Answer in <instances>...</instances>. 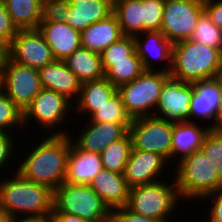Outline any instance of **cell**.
I'll list each match as a JSON object with an SVG mask.
<instances>
[{"label": "cell", "instance_id": "5", "mask_svg": "<svg viewBox=\"0 0 222 222\" xmlns=\"http://www.w3.org/2000/svg\"><path fill=\"white\" fill-rule=\"evenodd\" d=\"M111 211L89 185L63 182L53 191L52 212L76 215L87 222H110Z\"/></svg>", "mask_w": 222, "mask_h": 222}, {"label": "cell", "instance_id": "37", "mask_svg": "<svg viewBox=\"0 0 222 222\" xmlns=\"http://www.w3.org/2000/svg\"><path fill=\"white\" fill-rule=\"evenodd\" d=\"M69 15V0H51L42 5L41 22H63Z\"/></svg>", "mask_w": 222, "mask_h": 222}, {"label": "cell", "instance_id": "12", "mask_svg": "<svg viewBox=\"0 0 222 222\" xmlns=\"http://www.w3.org/2000/svg\"><path fill=\"white\" fill-rule=\"evenodd\" d=\"M193 85L169 76L162 87L154 116L168 123L190 122Z\"/></svg>", "mask_w": 222, "mask_h": 222}, {"label": "cell", "instance_id": "41", "mask_svg": "<svg viewBox=\"0 0 222 222\" xmlns=\"http://www.w3.org/2000/svg\"><path fill=\"white\" fill-rule=\"evenodd\" d=\"M204 199H211L212 204V206L208 208L210 211H208L209 217L206 220L209 222H222V189L206 195L202 200Z\"/></svg>", "mask_w": 222, "mask_h": 222}, {"label": "cell", "instance_id": "33", "mask_svg": "<svg viewBox=\"0 0 222 222\" xmlns=\"http://www.w3.org/2000/svg\"><path fill=\"white\" fill-rule=\"evenodd\" d=\"M12 127L24 129L23 111L0 89V132L10 133Z\"/></svg>", "mask_w": 222, "mask_h": 222}, {"label": "cell", "instance_id": "17", "mask_svg": "<svg viewBox=\"0 0 222 222\" xmlns=\"http://www.w3.org/2000/svg\"><path fill=\"white\" fill-rule=\"evenodd\" d=\"M141 35V37H140ZM146 36V38H145ZM145 38V39H144ZM135 49L136 53L140 57L145 70H154L153 60L162 62L166 61V66H161V70L169 73L172 63V47L173 44L165 37L164 33L159 31H144L143 33L136 35Z\"/></svg>", "mask_w": 222, "mask_h": 222}, {"label": "cell", "instance_id": "11", "mask_svg": "<svg viewBox=\"0 0 222 222\" xmlns=\"http://www.w3.org/2000/svg\"><path fill=\"white\" fill-rule=\"evenodd\" d=\"M0 87L23 112L43 88L39 69L18 64L10 58L0 73Z\"/></svg>", "mask_w": 222, "mask_h": 222}, {"label": "cell", "instance_id": "25", "mask_svg": "<svg viewBox=\"0 0 222 222\" xmlns=\"http://www.w3.org/2000/svg\"><path fill=\"white\" fill-rule=\"evenodd\" d=\"M210 129L201 127L194 122H182L174 124L172 133V160L178 157L177 161L193 151L200 150L203 138ZM180 155V156H179Z\"/></svg>", "mask_w": 222, "mask_h": 222}, {"label": "cell", "instance_id": "2", "mask_svg": "<svg viewBox=\"0 0 222 222\" xmlns=\"http://www.w3.org/2000/svg\"><path fill=\"white\" fill-rule=\"evenodd\" d=\"M12 174V178L5 177L0 181V205L12 219L50 215L53 210V190L23 178L17 171Z\"/></svg>", "mask_w": 222, "mask_h": 222}, {"label": "cell", "instance_id": "18", "mask_svg": "<svg viewBox=\"0 0 222 222\" xmlns=\"http://www.w3.org/2000/svg\"><path fill=\"white\" fill-rule=\"evenodd\" d=\"M39 31L51 48L55 60L63 61L81 47V32L63 22H41Z\"/></svg>", "mask_w": 222, "mask_h": 222}, {"label": "cell", "instance_id": "6", "mask_svg": "<svg viewBox=\"0 0 222 222\" xmlns=\"http://www.w3.org/2000/svg\"><path fill=\"white\" fill-rule=\"evenodd\" d=\"M168 183L161 179L151 184L131 187L126 207L133 213L168 222L170 215L175 214L179 208L178 201L182 200L175 179L172 184Z\"/></svg>", "mask_w": 222, "mask_h": 222}, {"label": "cell", "instance_id": "4", "mask_svg": "<svg viewBox=\"0 0 222 222\" xmlns=\"http://www.w3.org/2000/svg\"><path fill=\"white\" fill-rule=\"evenodd\" d=\"M175 169L173 179L182 201H200L206 195L222 189V180L218 177L213 163L201 150L179 159Z\"/></svg>", "mask_w": 222, "mask_h": 222}, {"label": "cell", "instance_id": "23", "mask_svg": "<svg viewBox=\"0 0 222 222\" xmlns=\"http://www.w3.org/2000/svg\"><path fill=\"white\" fill-rule=\"evenodd\" d=\"M123 36L117 17L112 12L106 18L91 24L81 32V47L101 53Z\"/></svg>", "mask_w": 222, "mask_h": 222}, {"label": "cell", "instance_id": "20", "mask_svg": "<svg viewBox=\"0 0 222 222\" xmlns=\"http://www.w3.org/2000/svg\"><path fill=\"white\" fill-rule=\"evenodd\" d=\"M103 168L101 155L77 148L70 137V150L67 156L66 176L64 182L89 185Z\"/></svg>", "mask_w": 222, "mask_h": 222}, {"label": "cell", "instance_id": "9", "mask_svg": "<svg viewBox=\"0 0 222 222\" xmlns=\"http://www.w3.org/2000/svg\"><path fill=\"white\" fill-rule=\"evenodd\" d=\"M62 94L55 91L42 88L40 92L35 96L31 104L23 112V126L24 128L29 125V122L33 119L37 125L43 129L52 130L50 134H69L66 130H60L55 132V128L61 125V123L67 122L66 117L69 118V111L74 110V105L70 103ZM71 108V110H70ZM30 120V121H29ZM67 132V133H66Z\"/></svg>", "mask_w": 222, "mask_h": 222}, {"label": "cell", "instance_id": "1", "mask_svg": "<svg viewBox=\"0 0 222 222\" xmlns=\"http://www.w3.org/2000/svg\"><path fill=\"white\" fill-rule=\"evenodd\" d=\"M69 134H46L17 164L15 170L25 179L45 185L53 191L66 176L67 156L70 150Z\"/></svg>", "mask_w": 222, "mask_h": 222}, {"label": "cell", "instance_id": "8", "mask_svg": "<svg viewBox=\"0 0 222 222\" xmlns=\"http://www.w3.org/2000/svg\"><path fill=\"white\" fill-rule=\"evenodd\" d=\"M173 130L174 124L156 116L133 118L129 127L132 147L158 153L171 163Z\"/></svg>", "mask_w": 222, "mask_h": 222}, {"label": "cell", "instance_id": "21", "mask_svg": "<svg viewBox=\"0 0 222 222\" xmlns=\"http://www.w3.org/2000/svg\"><path fill=\"white\" fill-rule=\"evenodd\" d=\"M89 186L104 200L111 210L124 207L128 203L130 187L122 173L102 168L89 183Z\"/></svg>", "mask_w": 222, "mask_h": 222}, {"label": "cell", "instance_id": "46", "mask_svg": "<svg viewBox=\"0 0 222 222\" xmlns=\"http://www.w3.org/2000/svg\"><path fill=\"white\" fill-rule=\"evenodd\" d=\"M210 130L222 133V103L220 105V109H219L217 118L214 122V125Z\"/></svg>", "mask_w": 222, "mask_h": 222}, {"label": "cell", "instance_id": "44", "mask_svg": "<svg viewBox=\"0 0 222 222\" xmlns=\"http://www.w3.org/2000/svg\"><path fill=\"white\" fill-rule=\"evenodd\" d=\"M9 58V45L0 39V73Z\"/></svg>", "mask_w": 222, "mask_h": 222}, {"label": "cell", "instance_id": "24", "mask_svg": "<svg viewBox=\"0 0 222 222\" xmlns=\"http://www.w3.org/2000/svg\"><path fill=\"white\" fill-rule=\"evenodd\" d=\"M117 92V87L106 77L83 82L79 98L73 108H76L77 113L89 115L88 118H91L97 112V108L105 105Z\"/></svg>", "mask_w": 222, "mask_h": 222}, {"label": "cell", "instance_id": "43", "mask_svg": "<svg viewBox=\"0 0 222 222\" xmlns=\"http://www.w3.org/2000/svg\"><path fill=\"white\" fill-rule=\"evenodd\" d=\"M51 222H87L83 218H80L76 215H70L60 212H51L50 213Z\"/></svg>", "mask_w": 222, "mask_h": 222}, {"label": "cell", "instance_id": "29", "mask_svg": "<svg viewBox=\"0 0 222 222\" xmlns=\"http://www.w3.org/2000/svg\"><path fill=\"white\" fill-rule=\"evenodd\" d=\"M132 148V139L129 133L120 140L108 145L100 153L103 168L124 174Z\"/></svg>", "mask_w": 222, "mask_h": 222}, {"label": "cell", "instance_id": "13", "mask_svg": "<svg viewBox=\"0 0 222 222\" xmlns=\"http://www.w3.org/2000/svg\"><path fill=\"white\" fill-rule=\"evenodd\" d=\"M9 58L18 64L36 69L55 60L39 29L19 30L9 45Z\"/></svg>", "mask_w": 222, "mask_h": 222}, {"label": "cell", "instance_id": "30", "mask_svg": "<svg viewBox=\"0 0 222 222\" xmlns=\"http://www.w3.org/2000/svg\"><path fill=\"white\" fill-rule=\"evenodd\" d=\"M144 71L142 61L135 51L129 57V61L112 62V67L105 73V77L118 88L132 82Z\"/></svg>", "mask_w": 222, "mask_h": 222}, {"label": "cell", "instance_id": "14", "mask_svg": "<svg viewBox=\"0 0 222 222\" xmlns=\"http://www.w3.org/2000/svg\"><path fill=\"white\" fill-rule=\"evenodd\" d=\"M89 123V124H88ZM132 122H93L87 121V125L81 129L80 134L71 142L80 149L101 153L111 143L120 140L129 133Z\"/></svg>", "mask_w": 222, "mask_h": 222}, {"label": "cell", "instance_id": "7", "mask_svg": "<svg viewBox=\"0 0 222 222\" xmlns=\"http://www.w3.org/2000/svg\"><path fill=\"white\" fill-rule=\"evenodd\" d=\"M169 73L161 70H145L132 82L117 88L122 103L131 118L154 116L160 93Z\"/></svg>", "mask_w": 222, "mask_h": 222}, {"label": "cell", "instance_id": "49", "mask_svg": "<svg viewBox=\"0 0 222 222\" xmlns=\"http://www.w3.org/2000/svg\"><path fill=\"white\" fill-rule=\"evenodd\" d=\"M51 1V0H39V2L43 5L44 3Z\"/></svg>", "mask_w": 222, "mask_h": 222}, {"label": "cell", "instance_id": "31", "mask_svg": "<svg viewBox=\"0 0 222 222\" xmlns=\"http://www.w3.org/2000/svg\"><path fill=\"white\" fill-rule=\"evenodd\" d=\"M135 51V40L132 36H123L111 44L100 53L104 73L112 67V62L129 61Z\"/></svg>", "mask_w": 222, "mask_h": 222}, {"label": "cell", "instance_id": "22", "mask_svg": "<svg viewBox=\"0 0 222 222\" xmlns=\"http://www.w3.org/2000/svg\"><path fill=\"white\" fill-rule=\"evenodd\" d=\"M113 12V0H69V15L65 22L82 32Z\"/></svg>", "mask_w": 222, "mask_h": 222}, {"label": "cell", "instance_id": "27", "mask_svg": "<svg viewBox=\"0 0 222 222\" xmlns=\"http://www.w3.org/2000/svg\"><path fill=\"white\" fill-rule=\"evenodd\" d=\"M4 3L18 30L38 29L42 20L39 0H4Z\"/></svg>", "mask_w": 222, "mask_h": 222}, {"label": "cell", "instance_id": "16", "mask_svg": "<svg viewBox=\"0 0 222 222\" xmlns=\"http://www.w3.org/2000/svg\"><path fill=\"white\" fill-rule=\"evenodd\" d=\"M192 85L193 95L190 102V122L196 123L198 117L200 119L203 118V120L212 119L211 124L209 126L207 125V127L211 129L222 103L221 84L215 77L192 82Z\"/></svg>", "mask_w": 222, "mask_h": 222}, {"label": "cell", "instance_id": "48", "mask_svg": "<svg viewBox=\"0 0 222 222\" xmlns=\"http://www.w3.org/2000/svg\"><path fill=\"white\" fill-rule=\"evenodd\" d=\"M216 78L218 79V81L220 82L221 87H222V64L220 66V69L218 71V74H217Z\"/></svg>", "mask_w": 222, "mask_h": 222}, {"label": "cell", "instance_id": "40", "mask_svg": "<svg viewBox=\"0 0 222 222\" xmlns=\"http://www.w3.org/2000/svg\"><path fill=\"white\" fill-rule=\"evenodd\" d=\"M110 222H162L130 211L126 206L112 209Z\"/></svg>", "mask_w": 222, "mask_h": 222}, {"label": "cell", "instance_id": "10", "mask_svg": "<svg viewBox=\"0 0 222 222\" xmlns=\"http://www.w3.org/2000/svg\"><path fill=\"white\" fill-rule=\"evenodd\" d=\"M204 12V0H165L160 31L172 43L189 40Z\"/></svg>", "mask_w": 222, "mask_h": 222}, {"label": "cell", "instance_id": "35", "mask_svg": "<svg viewBox=\"0 0 222 222\" xmlns=\"http://www.w3.org/2000/svg\"><path fill=\"white\" fill-rule=\"evenodd\" d=\"M200 150L213 163L222 180V133L209 130L203 138Z\"/></svg>", "mask_w": 222, "mask_h": 222}, {"label": "cell", "instance_id": "26", "mask_svg": "<svg viewBox=\"0 0 222 222\" xmlns=\"http://www.w3.org/2000/svg\"><path fill=\"white\" fill-rule=\"evenodd\" d=\"M63 61L82 83L105 77L101 54L87 48H78Z\"/></svg>", "mask_w": 222, "mask_h": 222}, {"label": "cell", "instance_id": "32", "mask_svg": "<svg viewBox=\"0 0 222 222\" xmlns=\"http://www.w3.org/2000/svg\"><path fill=\"white\" fill-rule=\"evenodd\" d=\"M190 39L222 51V30L209 19L205 12L199 17Z\"/></svg>", "mask_w": 222, "mask_h": 222}, {"label": "cell", "instance_id": "47", "mask_svg": "<svg viewBox=\"0 0 222 222\" xmlns=\"http://www.w3.org/2000/svg\"><path fill=\"white\" fill-rule=\"evenodd\" d=\"M11 220L10 214L0 205V222H11Z\"/></svg>", "mask_w": 222, "mask_h": 222}, {"label": "cell", "instance_id": "19", "mask_svg": "<svg viewBox=\"0 0 222 222\" xmlns=\"http://www.w3.org/2000/svg\"><path fill=\"white\" fill-rule=\"evenodd\" d=\"M41 85L44 89L62 94L68 100H78L82 82L66 66L64 61L54 60L39 69ZM75 97V99H74ZM74 100H72V99Z\"/></svg>", "mask_w": 222, "mask_h": 222}, {"label": "cell", "instance_id": "45", "mask_svg": "<svg viewBox=\"0 0 222 222\" xmlns=\"http://www.w3.org/2000/svg\"><path fill=\"white\" fill-rule=\"evenodd\" d=\"M11 222H51L50 216H30L13 218Z\"/></svg>", "mask_w": 222, "mask_h": 222}, {"label": "cell", "instance_id": "28", "mask_svg": "<svg viewBox=\"0 0 222 222\" xmlns=\"http://www.w3.org/2000/svg\"><path fill=\"white\" fill-rule=\"evenodd\" d=\"M113 13L124 36L143 33L142 0H113Z\"/></svg>", "mask_w": 222, "mask_h": 222}, {"label": "cell", "instance_id": "42", "mask_svg": "<svg viewBox=\"0 0 222 222\" xmlns=\"http://www.w3.org/2000/svg\"><path fill=\"white\" fill-rule=\"evenodd\" d=\"M204 12L222 30V0H204Z\"/></svg>", "mask_w": 222, "mask_h": 222}, {"label": "cell", "instance_id": "38", "mask_svg": "<svg viewBox=\"0 0 222 222\" xmlns=\"http://www.w3.org/2000/svg\"><path fill=\"white\" fill-rule=\"evenodd\" d=\"M18 31V28L15 26L11 16L7 12L4 1H0V39L10 45Z\"/></svg>", "mask_w": 222, "mask_h": 222}, {"label": "cell", "instance_id": "34", "mask_svg": "<svg viewBox=\"0 0 222 222\" xmlns=\"http://www.w3.org/2000/svg\"><path fill=\"white\" fill-rule=\"evenodd\" d=\"M90 120L93 122H132L118 92L105 105L97 108V112Z\"/></svg>", "mask_w": 222, "mask_h": 222}, {"label": "cell", "instance_id": "3", "mask_svg": "<svg viewBox=\"0 0 222 222\" xmlns=\"http://www.w3.org/2000/svg\"><path fill=\"white\" fill-rule=\"evenodd\" d=\"M222 64V51L196 41L173 44L169 75L184 82L215 78Z\"/></svg>", "mask_w": 222, "mask_h": 222}, {"label": "cell", "instance_id": "39", "mask_svg": "<svg viewBox=\"0 0 222 222\" xmlns=\"http://www.w3.org/2000/svg\"><path fill=\"white\" fill-rule=\"evenodd\" d=\"M14 138L11 137L10 133L0 132V172L2 169L6 170V165L13 160L12 157L15 156L16 147ZM15 147V149H14ZM14 155V156H13ZM9 161V162H8ZM5 165V166H4Z\"/></svg>", "mask_w": 222, "mask_h": 222}, {"label": "cell", "instance_id": "36", "mask_svg": "<svg viewBox=\"0 0 222 222\" xmlns=\"http://www.w3.org/2000/svg\"><path fill=\"white\" fill-rule=\"evenodd\" d=\"M165 0H142L144 31H159L163 21Z\"/></svg>", "mask_w": 222, "mask_h": 222}, {"label": "cell", "instance_id": "15", "mask_svg": "<svg viewBox=\"0 0 222 222\" xmlns=\"http://www.w3.org/2000/svg\"><path fill=\"white\" fill-rule=\"evenodd\" d=\"M167 163L169 162L158 153L132 148L125 166L124 178L130 188L160 181Z\"/></svg>", "mask_w": 222, "mask_h": 222}]
</instances>
